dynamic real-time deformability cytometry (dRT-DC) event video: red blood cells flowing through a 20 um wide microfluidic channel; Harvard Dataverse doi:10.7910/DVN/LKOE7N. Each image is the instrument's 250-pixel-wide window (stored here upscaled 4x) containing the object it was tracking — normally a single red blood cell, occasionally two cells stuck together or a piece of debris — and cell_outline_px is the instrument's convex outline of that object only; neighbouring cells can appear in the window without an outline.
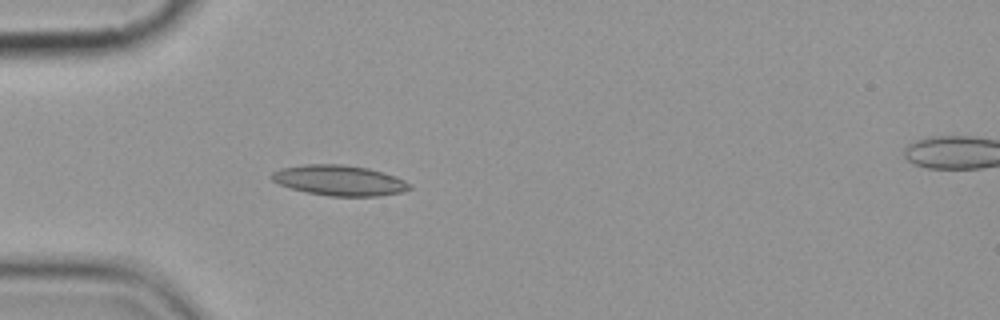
{"species": "common noctule bat (a hibernating species)", "species_latin": "Nyctalus noctula", "temperature_condition": "cold", "stored_images_in_passage": 6, "camera_frame_rate_fps": 3000, "um_per_image_px": 0.085, "animal": {"sex": "female", "body_mass_g": 19.9}, "frame": {"image": 1, "passage_image": 5, "time_ms": 4.667, "image_size_px": [1000, 320], "cell_outline_px": [[412, 188], [404, 192], [380, 196], [328, 196], [308, 192], [292, 188], [280, 184], [272, 180], [268, 176], [272, 172], [280, 168], [308, 164], [340, 164], [368, 168], [384, 172], [396, 176], [412, 184]], "centroid_in_image_um": [28.88, 15.33], "position_along_channel_um": 56.1, "area_um2": 24.57}}